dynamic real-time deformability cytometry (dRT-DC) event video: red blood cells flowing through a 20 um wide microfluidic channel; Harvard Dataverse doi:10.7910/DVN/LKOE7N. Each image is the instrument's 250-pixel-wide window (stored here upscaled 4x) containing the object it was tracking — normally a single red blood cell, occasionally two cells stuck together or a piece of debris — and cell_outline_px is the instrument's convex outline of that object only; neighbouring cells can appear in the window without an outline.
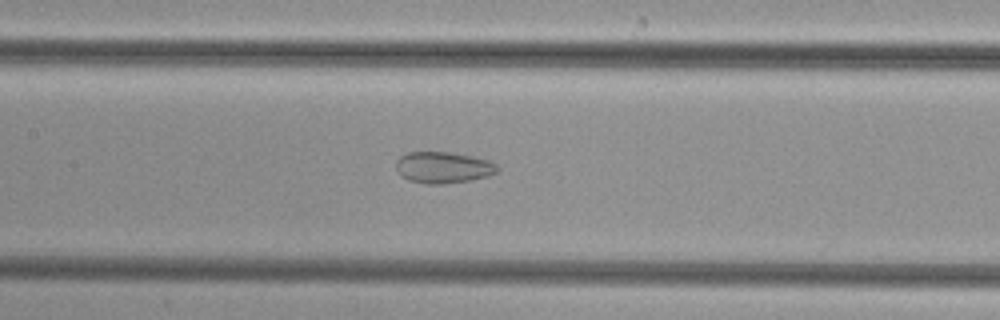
{"species": "common noctule bat (a hibernating species)", "species_latin": "Nyctalus noctula", "temperature_condition": "cold", "stored_images_in_passage": 26, "camera_frame_rate_fps": 3000, "um_per_image_px": 0.085, "animal": {"sex": "female", "body_mass_g": 29.2, "forearm_length_mm": 56.3}, "frame": {"image": 1, "passage_image": 13, "time_ms": 4.0, "image_size_px": [1000, 320], "cell_outline_px": [[500, 168], [496, 172], [488, 176], [472, 180], [444, 184], [424, 184], [408, 180], [400, 176], [396, 172], [396, 160], [400, 156], [408, 152], [448, 152], [472, 156], [488, 160], [496, 164]], "centroid_in_image_um": [37.64, 14.24], "position_along_channel_um": 169.8, "area_um2": 18.79}}
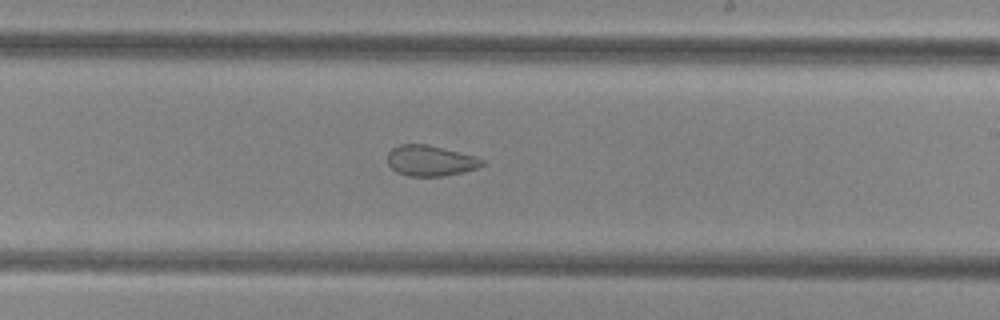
{"frame": {"image": 2, "passage_image": 19, "time_ms": 6.0, "image_size_px": [1000, 320], "cell_outline_px": [[484, 164], [476, 168], [464, 172], [444, 176], [408, 176], [396, 172], [388, 164], [388, 152], [392, 148], [400, 144], [428, 144], [476, 156], [484, 160]], "centroid_in_image_um": [36.58, 13.65], "position_along_channel_um": 252.4, "area_um2": 16.99}}
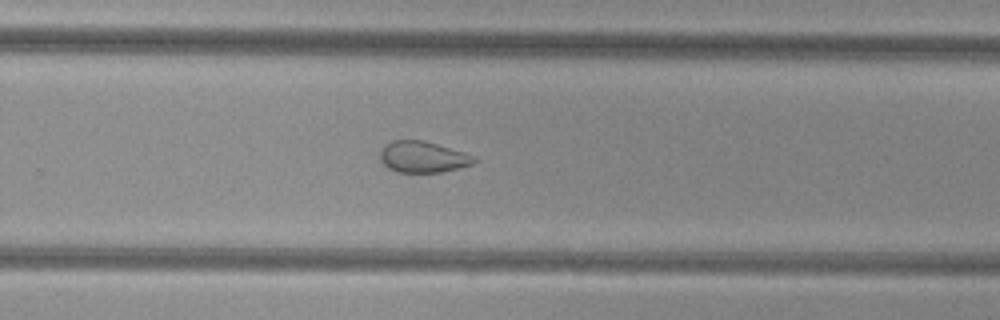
{"frame": {"image": 3, "passage_image": 22, "time_ms": 7.0, "image_size_px": [1000, 320], "cell_outline_px": [[480, 160], [472, 164], [460, 168], [440, 172], [396, 172], [388, 168], [380, 160], [380, 148], [384, 144], [392, 140], [424, 140], [464, 152], [476, 156]], "centroid_in_image_um": [35.95, 13.33], "position_along_channel_um": 293.8, "area_um2": 17.4}}